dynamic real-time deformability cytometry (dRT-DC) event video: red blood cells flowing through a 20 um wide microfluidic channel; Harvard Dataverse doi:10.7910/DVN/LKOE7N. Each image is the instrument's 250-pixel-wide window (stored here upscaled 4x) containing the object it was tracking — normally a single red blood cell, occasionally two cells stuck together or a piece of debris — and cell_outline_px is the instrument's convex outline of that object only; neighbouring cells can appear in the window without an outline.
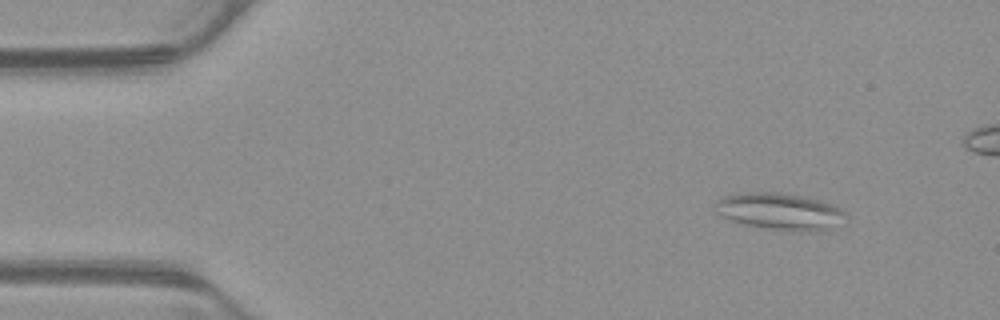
{"species": "common noctule bat (a hibernating species)", "species_latin": "Nyctalus noctula", "temperature_condition": "warm", "stored_images_in_passage": 54, "segment_of_instrument_passage": [1, 3], "camera_frame_rate_fps": 3000, "um_per_image_px": 0.085, "animal": {"sex": "male", "body_mass_g": 23.1, "forearm_length_mm": 52.7}, "frame": {"image": 1, "passage_image": 6, "time_ms": 1.667, "image_size_px": [1000, 320], "cell_outline_px": [[848, 216], [828, 228], [820, 232], [800, 232], [764, 228], [744, 224], [720, 216], [716, 212], [712, 204], [720, 196], [740, 192], [780, 192], [804, 196], [836, 204], [848, 212]], "centroid_in_image_um": [66.27, 17.95], "position_along_channel_um": 18.7, "area_um2": 28.73}}
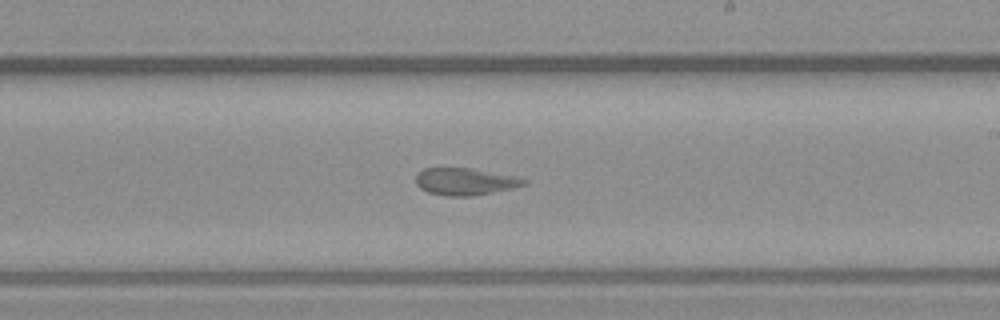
{"frame": {"image": 2, "passage_image": 31, "time_ms": 10.0, "image_size_px": [1000, 320], "cell_outline_px": [[528, 184], [512, 188], [472, 196], [448, 196], [428, 192], [420, 188], [416, 184], [416, 172], [424, 168], [472, 168], [516, 176], [528, 180]], "centroid_in_image_um": [39.53, 15.42], "position_along_channel_um": 249.5, "area_um2": 17.17}}
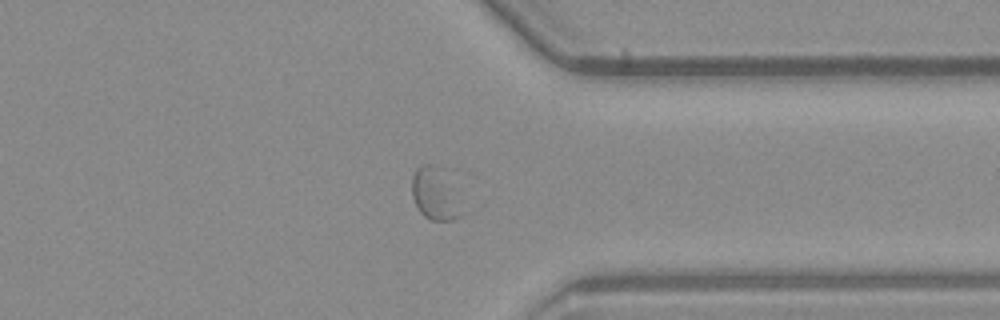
{"frame": {"image": 3, "passage_image": 41, "time_ms": 13.333, "image_size_px": [1000, 320], "cell_outline_px": [[460, 216], [452, 220], [432, 220], [424, 216], [420, 212], [412, 196], [412, 176], [416, 168], [420, 164], [432, 164], [440, 168], [452, 188]], "centroid_in_image_um": [36.87, 16.46], "position_along_channel_um": 374.5, "area_um2": 14.28}}